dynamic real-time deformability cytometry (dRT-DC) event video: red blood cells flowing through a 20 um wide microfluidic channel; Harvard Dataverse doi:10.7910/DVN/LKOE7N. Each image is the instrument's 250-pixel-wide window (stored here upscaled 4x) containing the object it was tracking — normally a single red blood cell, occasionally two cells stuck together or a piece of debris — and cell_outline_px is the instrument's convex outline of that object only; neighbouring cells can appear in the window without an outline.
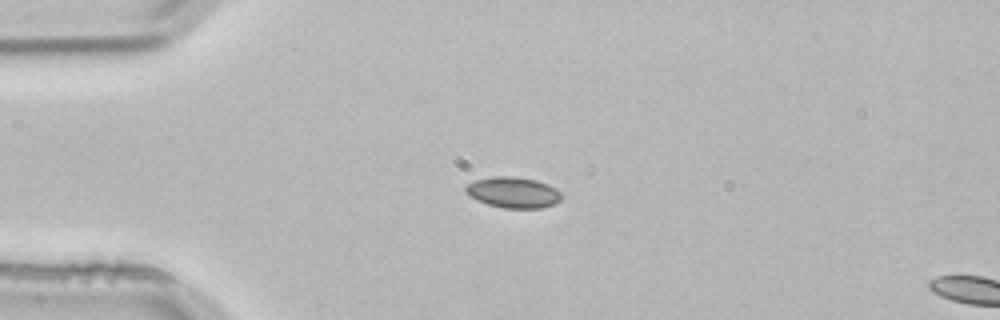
{"species": "common noctule bat (a hibernating species)", "species_latin": "Nyctalus noctula", "temperature_condition": "room temperature", "stored_images_in_passage": 3, "camera_frame_rate_fps": 3000, "um_per_image_px": 0.085, "animal": {"sex": "male", "body_mass_g": 21.5, "forearm_length_mm": 52.0}, "frame": {"image": 1, "passage_image": 2, "time_ms": 0.333, "image_size_px": [1000, 320], "cell_outline_px": [[560, 200], [552, 204], [540, 208], [504, 208], [488, 204], [464, 192], [464, 188], [468, 184], [476, 180], [492, 176], [504, 176], [536, 180], [548, 184], [556, 188], [560, 192]], "centroid_in_image_um": [43.62, 16.35], "position_along_channel_um": 41.4, "area_um2": 16.88}}